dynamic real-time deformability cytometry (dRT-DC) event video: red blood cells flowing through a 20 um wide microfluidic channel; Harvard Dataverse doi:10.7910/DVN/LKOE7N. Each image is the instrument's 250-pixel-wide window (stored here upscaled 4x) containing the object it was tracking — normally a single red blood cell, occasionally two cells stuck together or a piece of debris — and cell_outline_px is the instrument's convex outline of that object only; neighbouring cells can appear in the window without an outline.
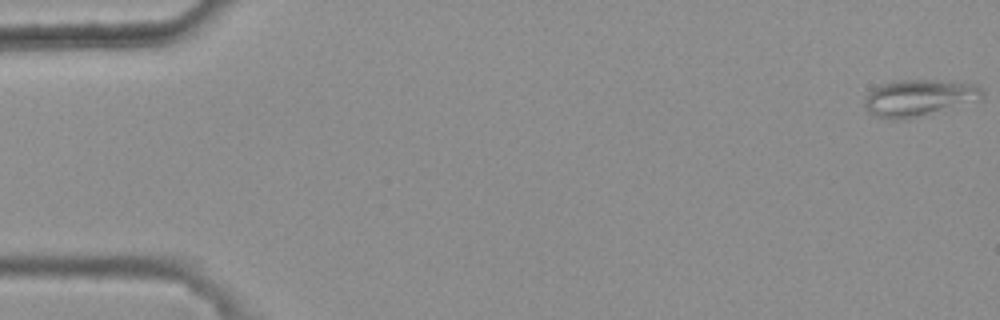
{"species": "common noctule bat (a hibernating species)", "species_latin": "Nyctalus noctula", "temperature_condition": "warm", "stored_images_in_passage": 49, "camera_frame_rate_fps": 3000, "um_per_image_px": 0.085, "animal": {"sex": "female", "body_mass_g": 25.1}, "frame": {"image": 1, "passage_image": 1, "time_ms": 0.0, "image_size_px": [1000, 320], "cell_outline_px": [[984, 96], [980, 100], [904, 120], [892, 120], [872, 116], [868, 112], [864, 104], [864, 100], [868, 92], [872, 88], [880, 84], [896, 80], [936, 80], [972, 84], [984, 88]], "centroid_in_image_um": [78.07, 8.32], "position_along_channel_um": 6.9, "area_um2": 25.37}}
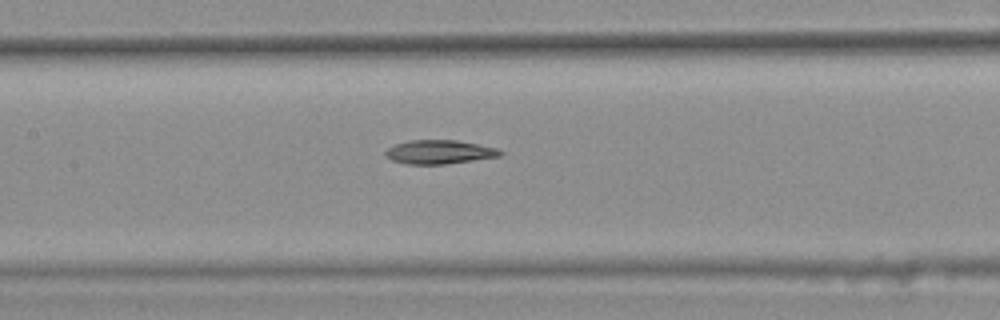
{"frame": {"image": 2, "passage_image": 26, "time_ms": 8.333, "image_size_px": [1000, 320], "cell_outline_px": [[504, 152], [500, 156], [444, 164], [404, 164], [392, 160], [384, 156], [384, 152], [388, 148], [396, 144], [408, 140], [456, 140], [496, 148]], "centroid_in_image_um": [37.29, 12.92], "position_along_channel_um": 170.1, "area_um2": 15.84}}
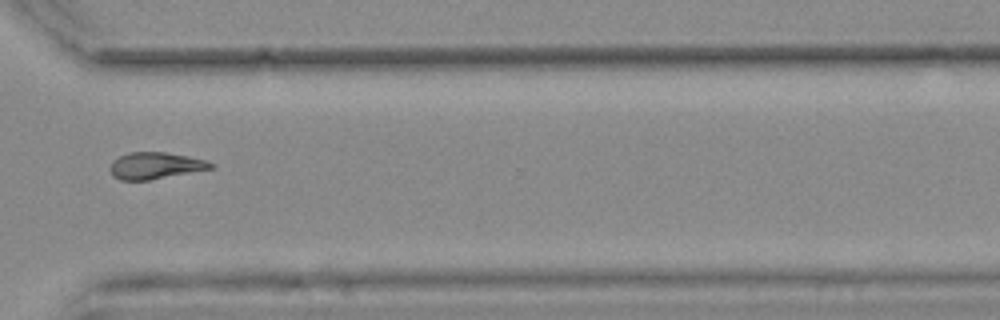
{"frame": {"image": 3, "passage_image": 41, "time_ms": 13.333, "image_size_px": [1000, 320], "cell_outline_px": [[212, 168], [148, 180], [120, 180], [112, 176], [108, 168], [112, 160], [128, 152], [164, 152], [188, 156], [208, 160], [212, 164]], "centroid_in_image_um": [13.13, 14.07], "position_along_channel_um": 357.5, "area_um2": 15.61}, "authors_computed_cell_mechanics": {"area_um2": 15.895, "velocity_mm_per_s": 3.742, "shape_relaxation_time_tau1_ms": null, "shape_relaxation_time_tau2_ms": 6.0865, "deformation_change_tau1": null, "deformation_change_tau2": 0.1242}}